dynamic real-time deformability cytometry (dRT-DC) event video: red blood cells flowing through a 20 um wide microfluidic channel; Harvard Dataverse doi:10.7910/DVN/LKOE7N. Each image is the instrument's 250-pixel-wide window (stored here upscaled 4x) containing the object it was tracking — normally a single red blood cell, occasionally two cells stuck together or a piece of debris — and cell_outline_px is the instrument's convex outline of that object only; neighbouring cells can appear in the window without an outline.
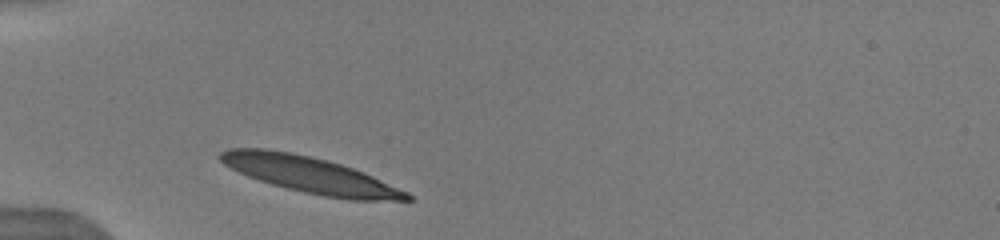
{"species": "human", "species_latin": "Homo sapiens", "temperature_condition": "warm", "stored_images_in_passage": 4, "camera_frame_rate_fps": 3000, "um_per_image_px": 0.085, "donor": {"sex": "male"}, "frame": {"image": 1, "passage_image": 1, "time_ms": 0.0, "image_size_px": [1000, 240], "cell_outline_px": [[412, 200], [348, 200], [324, 196], [304, 192], [272, 184], [248, 176], [224, 164], [220, 160], [220, 152], [228, 148], [264, 148], [292, 152], [328, 160], [364, 172], [408, 192], [412, 196]], "centroid_in_image_um": [26.37, 14.85], "position_along_channel_um": 58.6, "area_um2": 38.96}}